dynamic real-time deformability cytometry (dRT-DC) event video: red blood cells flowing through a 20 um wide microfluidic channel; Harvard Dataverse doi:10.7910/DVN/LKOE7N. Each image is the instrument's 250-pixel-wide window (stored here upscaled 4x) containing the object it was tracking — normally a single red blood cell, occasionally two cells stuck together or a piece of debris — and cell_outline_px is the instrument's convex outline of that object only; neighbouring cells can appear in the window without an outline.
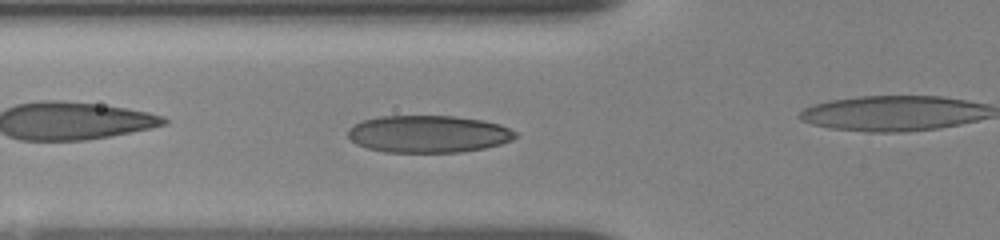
{"species": "human", "species_latin": "Homo sapiens", "temperature_condition": "room temperature", "stored_images_in_passage": 45, "camera_frame_rate_fps": 3000, "um_per_image_px": 0.085, "donor": {"sex": "female"}, "frame": {"image": 1, "passage_image": 20, "time_ms": 6.333, "image_size_px": [1000, 240], "cell_outline_px": [[520, 136], [512, 140], [500, 144], [484, 148], [460, 152], [384, 152], [368, 148], [356, 144], [348, 136], [348, 128], [364, 120], [380, 116], [456, 116], [484, 120], [500, 124], [516, 132]], "centroid_in_image_um": [36.44, 11.39], "position_along_channel_um": 89.4, "area_um2": 36.41}}
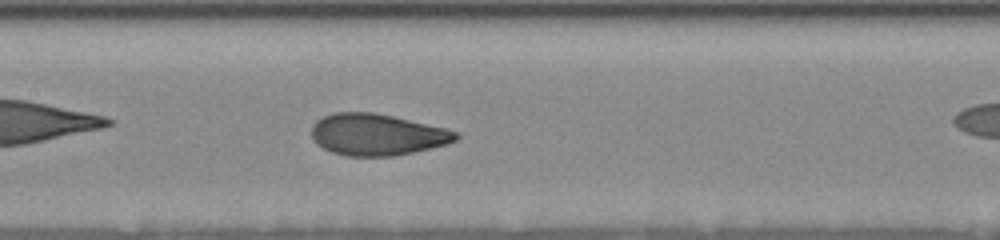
{"frame": {"image": 2, "passage_image": 27, "time_ms": 8.667, "image_size_px": [1000, 240], "cell_outline_px": [[460, 136], [456, 140], [448, 144], [412, 152], [392, 156], [344, 156], [332, 152], [316, 144], [312, 140], [312, 124], [316, 120], [324, 116], [336, 112], [372, 112], [392, 116], [444, 128], [456, 132]], "centroid_in_image_um": [32.0, 11.44], "position_along_channel_um": 175.4, "area_um2": 34.8}}
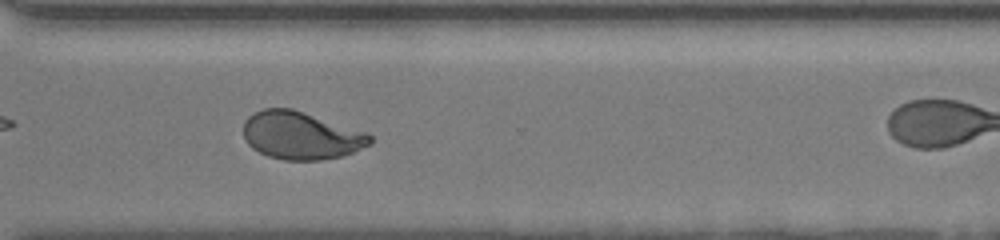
{"frame": {"image": 3, "passage_image": 41, "time_ms": 13.333, "image_size_px": [1000, 240], "cell_outline_px": [[372, 144], [352, 152], [340, 156], [320, 160], [284, 160], [268, 156], [252, 148], [248, 144], [244, 136], [244, 120], [248, 116], [264, 108], [292, 108], [368, 132], [372, 136]], "centroid_in_image_um": [25.6, 11.51], "position_along_channel_um": 345.0, "area_um2": 35.32}}